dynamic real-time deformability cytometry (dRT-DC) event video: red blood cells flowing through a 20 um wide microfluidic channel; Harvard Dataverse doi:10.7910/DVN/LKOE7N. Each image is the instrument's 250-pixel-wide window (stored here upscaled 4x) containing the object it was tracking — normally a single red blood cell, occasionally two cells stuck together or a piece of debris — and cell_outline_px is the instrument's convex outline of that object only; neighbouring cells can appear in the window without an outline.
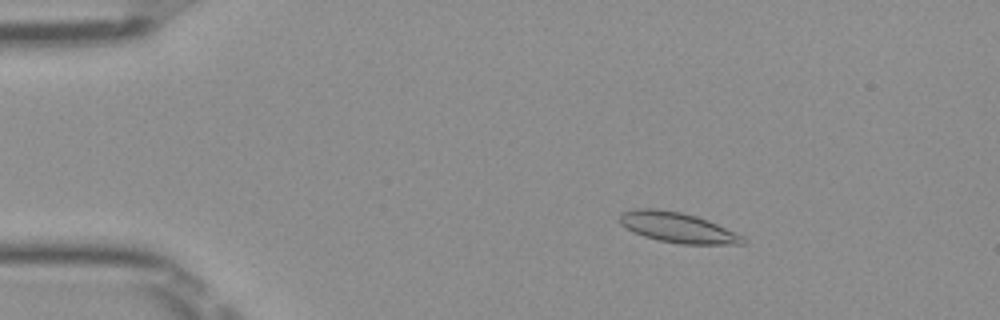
{"species": "Egyptian fruit bat (a non-hibernating species)", "species_latin": "Rousettus aegyptiacus", "temperature_condition": "room temperature", "stored_images_in_passage": 51, "camera_frame_rate_fps": 3000, "um_per_image_px": 0.085, "frame": {"image": 1, "passage_image": 8, "time_ms": 2.333, "image_size_px": [1000, 320], "cell_outline_px": [[748, 240], [744, 244], [680, 244], [660, 240], [644, 236], [632, 232], [620, 224], [620, 216], [624, 212], [632, 208], [656, 208], [680, 212], [696, 216], [708, 220], [736, 232], [744, 236]], "centroid_in_image_um": [57.62, 19.34], "position_along_channel_um": 27.4, "area_um2": 21.79}}
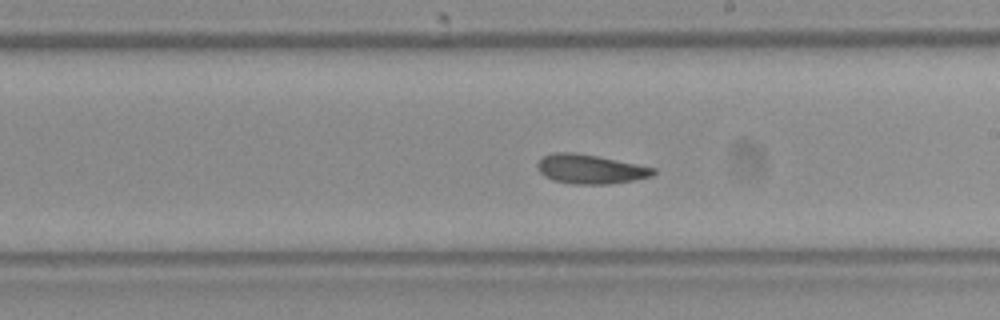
{"frame": {"image": 2, "passage_image": 29, "time_ms": 9.333, "image_size_px": [1000, 320], "cell_outline_px": [[656, 172], [652, 176], [632, 180], [608, 184], [572, 184], [552, 180], [544, 176], [540, 172], [536, 164], [544, 156], [552, 152], [576, 152], [656, 168]], "centroid_in_image_um": [50.14, 14.37], "position_along_channel_um": 238.9, "area_um2": 19.65}}
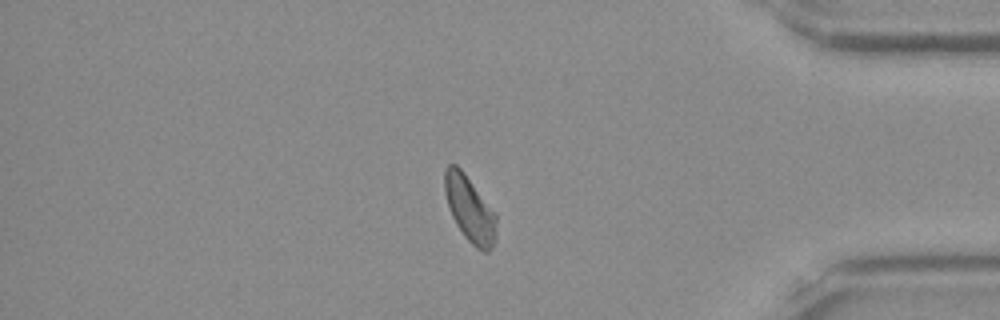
{"frame": {"image": 3, "passage_image": 43, "time_ms": 14.0, "image_size_px": [1000, 320], "cell_outline_px": [[496, 240], [492, 248], [488, 252], [484, 252], [476, 248], [464, 236], [456, 224], [452, 216], [444, 192], [444, 168], [448, 164], [456, 164], [464, 172], [496, 212]], "centroid_in_image_um": [39.94, 17.76], "position_along_channel_um": 395.3, "area_um2": 20.06}, "authors_computed_cell_mechanics": {"area_um2": 19.9988, "velocity_mm_per_s": 3.972, "shape_relaxation_time_tau1_ms": 3.4301, "shape_relaxation_time_tau2_ms": 2.0854, "deformation_change_tau1": 0.1093, "deformation_change_tau2": 0.0955}}